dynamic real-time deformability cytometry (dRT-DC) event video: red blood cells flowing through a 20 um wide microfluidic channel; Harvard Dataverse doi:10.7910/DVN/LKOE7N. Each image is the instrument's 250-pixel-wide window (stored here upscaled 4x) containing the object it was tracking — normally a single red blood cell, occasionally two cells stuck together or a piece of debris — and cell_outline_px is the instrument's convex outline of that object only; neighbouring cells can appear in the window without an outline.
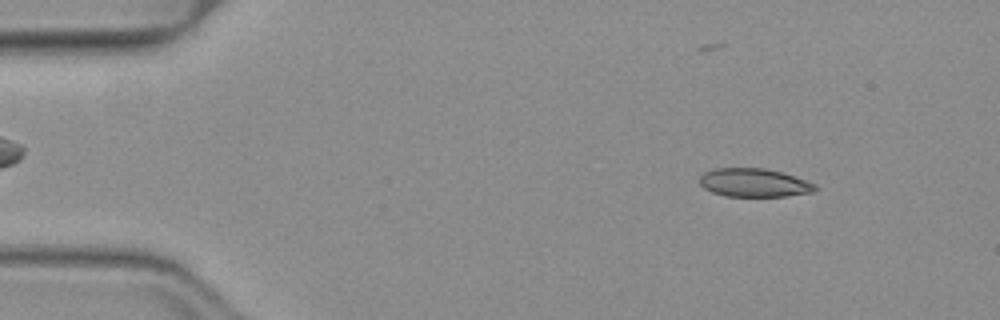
{"species": "common noctule bat (a hibernating species)", "species_latin": "Nyctalus noctula", "temperature_condition": "warm", "stored_images_in_passage": 53, "segment_of_instrument_passage": [1, 2], "camera_frame_rate_fps": 3000, "um_per_image_px": 0.085, "animal": {"sex": "female", "body_mass_g": 19.3, "forearm_length_mm": 54.1}, "frame": {"image": 1, "passage_image": 7, "time_ms": 2.0, "image_size_px": [1000, 320], "cell_outline_px": [[820, 188], [812, 192], [788, 196], [724, 196], [712, 192], [704, 188], [700, 184], [700, 176], [704, 172], [712, 168], [764, 168], [784, 172], [816, 184]], "centroid_in_image_um": [64.11, 15.52], "position_along_channel_um": 20.9, "area_um2": 19.36}}
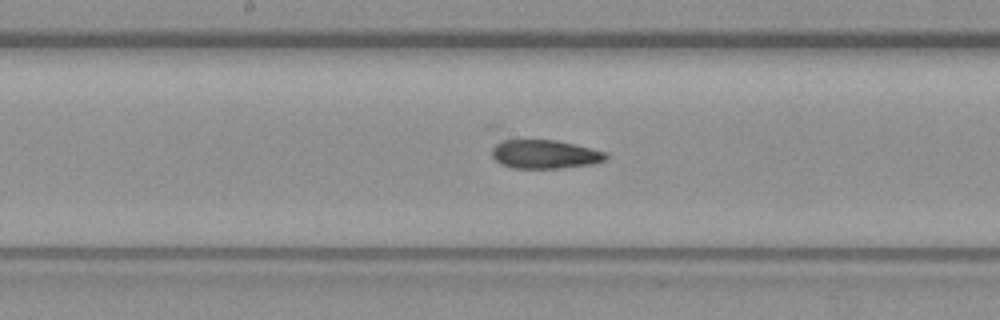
{"frame": {"image": 2, "passage_image": 27, "time_ms": 8.667, "image_size_px": [1000, 320], "cell_outline_px": [[608, 156], [604, 160], [592, 164], [560, 168], [512, 168], [500, 164], [492, 156], [492, 148], [496, 144], [504, 140], [552, 140], [572, 144], [608, 152]], "centroid_in_image_um": [46.3, 13.12], "position_along_channel_um": 201.9, "area_um2": 18.9}}
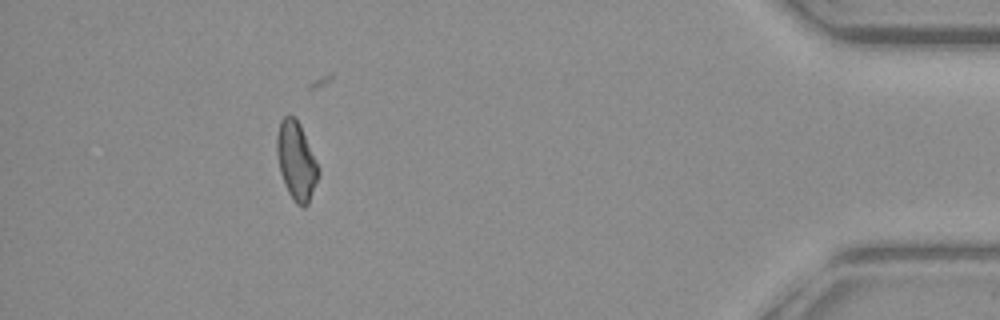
{"frame": {"image": 3, "passage_image": 47, "time_ms": 15.333, "image_size_px": [1000, 320], "cell_outline_px": [[320, 172], [308, 204], [304, 208], [300, 208], [296, 204], [288, 192], [284, 184], [280, 172], [276, 152], [276, 136], [280, 120], [284, 116], [292, 116], [300, 124], [320, 168]], "centroid_in_image_um": [25.18, 13.7], "position_along_channel_um": 410.0, "area_um2": 19.07}}